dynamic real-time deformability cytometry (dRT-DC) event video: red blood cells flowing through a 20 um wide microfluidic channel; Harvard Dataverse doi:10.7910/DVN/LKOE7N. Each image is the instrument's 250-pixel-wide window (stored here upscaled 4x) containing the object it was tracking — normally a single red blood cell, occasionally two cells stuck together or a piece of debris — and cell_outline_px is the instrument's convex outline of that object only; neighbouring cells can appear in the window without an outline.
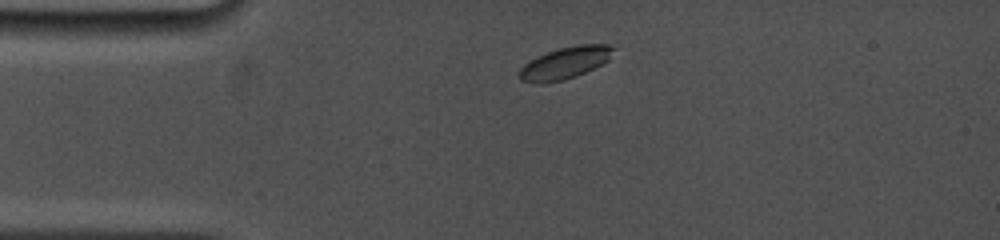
{"species": "common noctule bat (a hibernating species)", "species_latin": "Nyctalus noctula", "temperature_condition": "cold", "stored_images_in_passage": 17, "camera_frame_rate_fps": 5000, "um_per_image_px": 0.085, "animal": {"sex": "female", "body_mass_g": 19.0, "forearm_length_mm": 53.3}, "frame": {"image": 1, "passage_image": 4, "time_ms": 1.4, "image_size_px": [1000, 240], "cell_outline_px": [[616, 48], [608, 60], [576, 76], [564, 80], [540, 84], [520, 80], [520, 68], [524, 64], [548, 52], [560, 48], [580, 44], [608, 44]], "centroid_in_image_um": [48.05, 5.35], "position_along_channel_um": 37.0, "area_um2": 17.17}}
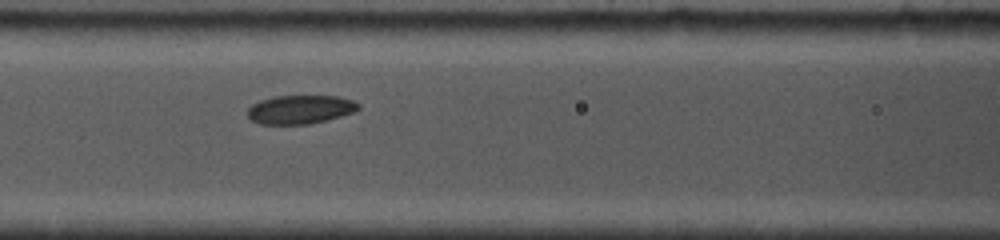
{"frame": {"image": 2, "passage_image": 12, "time_ms": 5.0, "image_size_px": [1000, 240], "cell_outline_px": [[360, 108], [352, 112], [328, 120], [308, 124], [260, 124], [252, 120], [248, 116], [248, 108], [252, 104], [260, 100], [272, 96], [336, 96], [352, 100], [360, 104]], "centroid_in_image_um": [25.5, 9.3], "position_along_channel_um": 141.1, "area_um2": 18.5}}
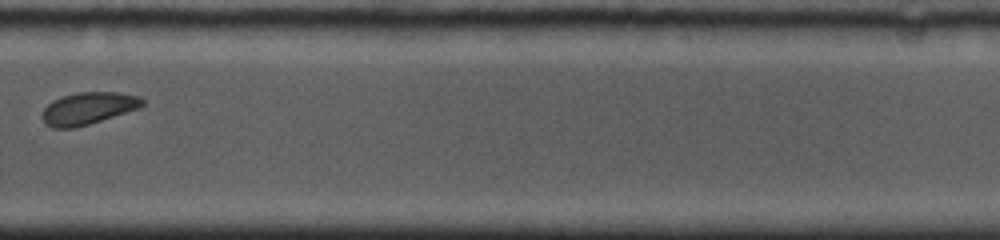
{"frame": {"image": 3, "passage_image": 17, "time_ms": 9.8, "image_size_px": [1000, 240], "cell_outline_px": [[144, 104], [140, 108], [76, 128], [52, 128], [40, 116], [44, 108], [52, 100], [64, 96], [80, 92], [116, 92], [140, 96], [144, 100]], "centroid_in_image_um": [7.5, 9.21], "position_along_channel_um": 322.3, "area_um2": 18.73}}